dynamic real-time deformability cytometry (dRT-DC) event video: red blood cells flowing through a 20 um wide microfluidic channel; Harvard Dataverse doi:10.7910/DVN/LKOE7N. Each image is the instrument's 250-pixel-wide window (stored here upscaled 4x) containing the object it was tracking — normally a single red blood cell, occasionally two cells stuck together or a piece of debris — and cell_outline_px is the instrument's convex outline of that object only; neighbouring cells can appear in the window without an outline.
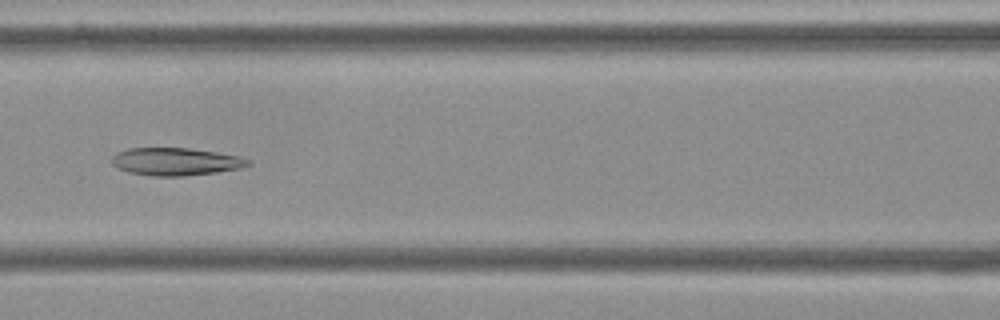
{"species": "Egyptian fruit bat (a non-hibernating species)", "species_latin": "Rousettus aegyptiacus", "temperature_condition": "cold", "stored_images_in_passage": 55, "camera_frame_rate_fps": 3000, "um_per_image_px": 0.085, "frame": {"image": 1, "passage_image": 24, "time_ms": 7.667, "image_size_px": [1000, 320], "cell_outline_px": [[252, 164], [240, 168], [216, 172], [184, 176], [152, 176], [128, 172], [116, 168], [112, 164], [112, 156], [116, 152], [128, 148], [188, 148], [216, 152], [240, 156], [252, 160]], "centroid_in_image_um": [14.93, 13.73], "position_along_channel_um": 151.7, "area_um2": 22.14}}
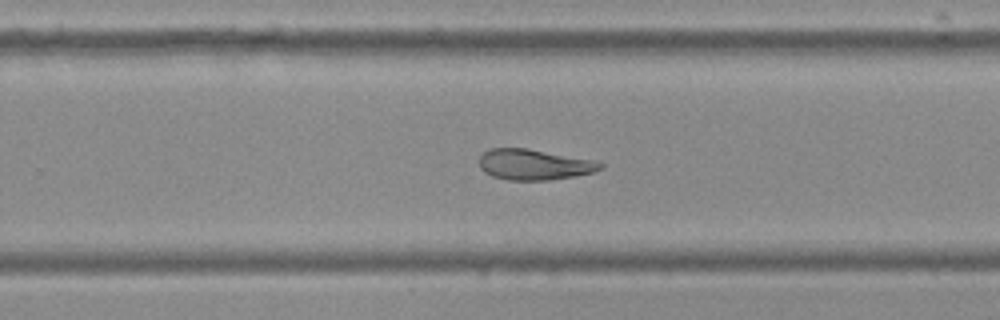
{"frame": {"image": 2, "passage_image": 35, "time_ms": 11.333, "image_size_px": [1000, 320], "cell_outline_px": [[604, 168], [592, 172], [576, 176], [548, 180], [508, 180], [492, 176], [484, 172], [480, 168], [480, 156], [488, 148], [528, 148], [592, 160], [604, 164]], "centroid_in_image_um": [45.38, 13.99], "position_along_channel_um": 284.4, "area_um2": 21.62}}
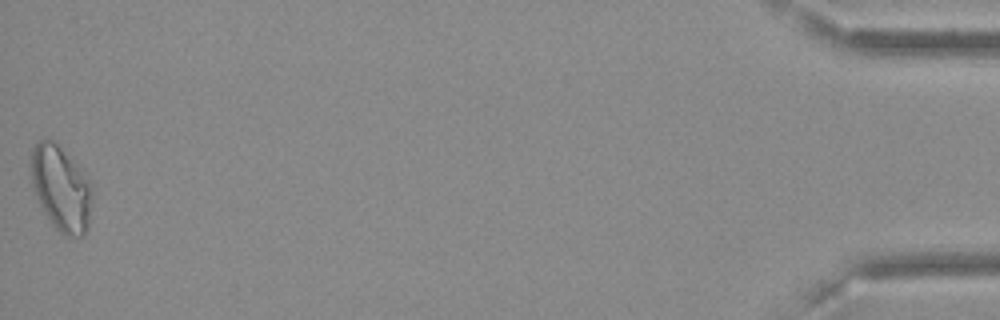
{"frame": {"image": 3, "passage_image": 55, "time_ms": 18.0, "image_size_px": [1000, 320], "cell_outline_px": [[92, 196], [88, 224], [84, 236], [64, 236], [52, 224], [40, 204], [32, 188], [28, 164], [32, 148], [40, 140], [56, 140], [84, 168], [88, 180]], "centroid_in_image_um": [5.16, 15.93], "position_along_channel_um": 430.0, "area_um2": 31.1}, "authors_computed_cell_mechanics": {"area_um2": 24.1026, "velocity_mm_per_s": 3.6316, "shape_relaxation_time_tau1_ms": null, "shape_relaxation_time_tau2_ms": 6.6955, "deformation_change_tau1": null, "deformation_change_tau2": 0.1374}}